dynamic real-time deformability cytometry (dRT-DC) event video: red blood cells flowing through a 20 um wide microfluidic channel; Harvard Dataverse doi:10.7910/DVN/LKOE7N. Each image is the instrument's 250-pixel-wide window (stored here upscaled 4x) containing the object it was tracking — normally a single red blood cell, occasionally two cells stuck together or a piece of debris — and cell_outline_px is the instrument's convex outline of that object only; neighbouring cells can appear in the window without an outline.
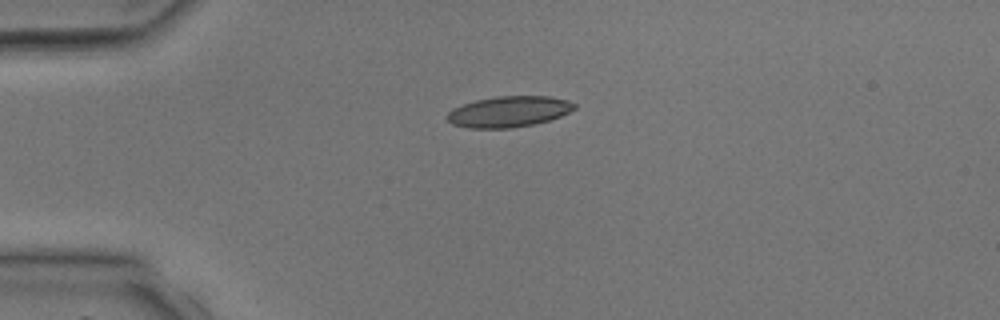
{"species": "common noctule bat (a hibernating species)", "species_latin": "Nyctalus noctula", "temperature_condition": "room temperature", "stored_images_in_passage": 1, "camera_frame_rate_fps": 3000, "um_per_image_px": 0.085, "animal": {"sex": "male", "body_mass_g": 17.9, "forearm_length_mm": 54.2}, "frame": {"image": 1, "passage_image": 1, "time_ms": 0.0, "image_size_px": [1000, 320], "cell_outline_px": [[576, 108], [560, 116], [548, 120], [532, 124], [512, 128], [468, 128], [452, 124], [444, 116], [452, 108], [476, 100], [496, 96], [548, 96], [568, 100], [576, 104]], "centroid_in_image_um": [43.22, 9.48], "position_along_channel_um": 41.8, "area_um2": 22.89}}